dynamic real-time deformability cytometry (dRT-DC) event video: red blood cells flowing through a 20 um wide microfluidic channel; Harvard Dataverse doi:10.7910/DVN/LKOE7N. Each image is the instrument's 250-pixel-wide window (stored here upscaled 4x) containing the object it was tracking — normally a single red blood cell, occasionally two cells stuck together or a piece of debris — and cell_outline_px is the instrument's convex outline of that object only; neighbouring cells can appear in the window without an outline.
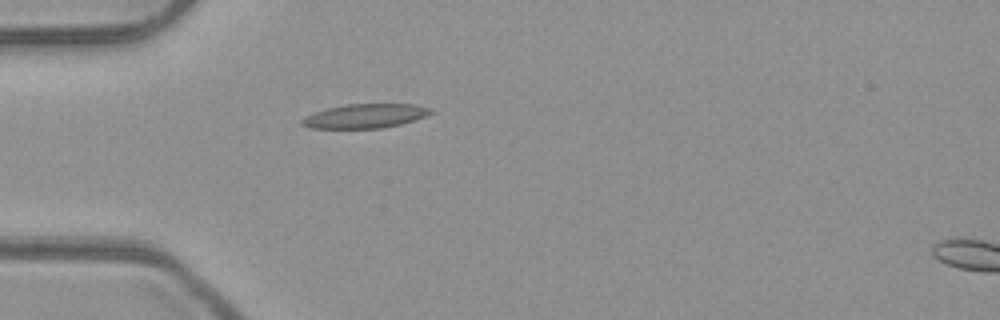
{"species": "common noctule bat (a hibernating species)", "species_latin": "Nyctalus noctula", "temperature_condition": "room temperature", "stored_images_in_passage": 6, "camera_frame_rate_fps": 3000, "um_per_image_px": 0.085, "animal": {"sex": "male", "body_mass_g": 23.1, "forearm_length_mm": 52.7}, "frame": {"image": 1, "passage_image": 5, "time_ms": 1.333, "image_size_px": [1000, 320], "cell_outline_px": [[432, 112], [424, 116], [400, 124], [380, 128], [312, 128], [300, 124], [300, 120], [316, 112], [328, 108], [344, 104], [416, 104], [432, 108]], "centroid_in_image_um": [31.04, 9.85], "position_along_channel_um": 54.0, "area_um2": 17.86}}